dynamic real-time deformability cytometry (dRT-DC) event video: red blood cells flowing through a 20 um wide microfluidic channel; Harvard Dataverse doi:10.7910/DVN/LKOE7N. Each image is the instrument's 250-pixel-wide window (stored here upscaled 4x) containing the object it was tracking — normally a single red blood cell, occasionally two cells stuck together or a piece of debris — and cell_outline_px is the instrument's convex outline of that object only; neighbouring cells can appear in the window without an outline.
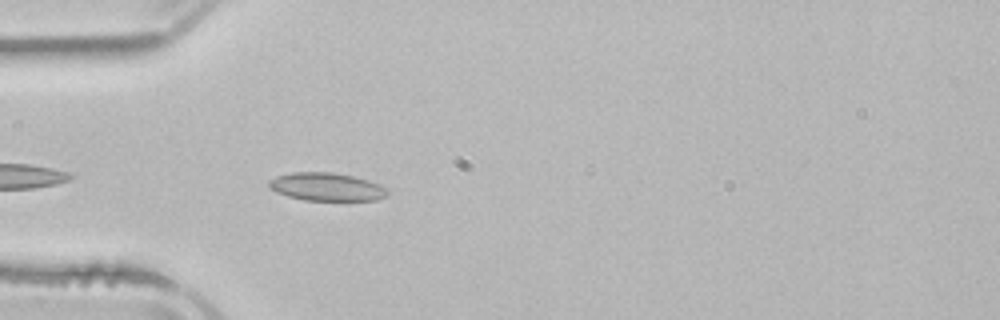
{"species": "common noctule bat (a hibernating species)", "species_latin": "Nyctalus noctula", "temperature_condition": "room temperature", "stored_images_in_passage": 4, "camera_frame_rate_fps": 3000, "um_per_image_px": 0.085, "animal": {"sex": "male", "body_mass_g": 21.5, "forearm_length_mm": 52.0}, "frame": {"image": 1, "passage_image": 4, "time_ms": 4.333, "image_size_px": [1000, 320], "cell_outline_px": [[388, 192], [384, 196], [376, 200], [304, 200], [288, 196], [276, 192], [268, 188], [268, 180], [276, 176], [292, 172], [332, 172], [352, 176], [368, 180], [380, 184], [388, 188]], "centroid_in_image_um": [27.73, 15.87], "position_along_channel_um": 57.3, "area_um2": 19.42}}